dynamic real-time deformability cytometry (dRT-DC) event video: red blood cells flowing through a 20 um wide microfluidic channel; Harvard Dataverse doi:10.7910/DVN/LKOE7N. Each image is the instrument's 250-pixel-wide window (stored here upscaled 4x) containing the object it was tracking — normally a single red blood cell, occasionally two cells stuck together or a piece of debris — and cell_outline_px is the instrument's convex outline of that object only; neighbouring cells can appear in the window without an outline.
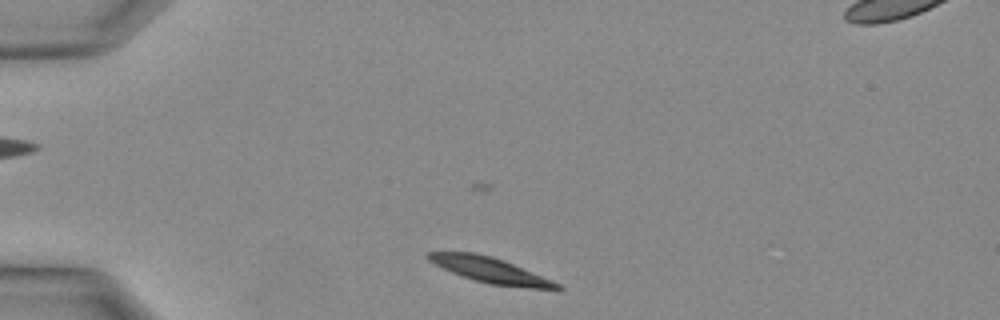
{"species": "Egyptian fruit bat (a non-hibernating species)", "species_latin": "Rousettus aegyptiacus", "temperature_condition": "warm", "stored_images_in_passage": 27, "camera_frame_rate_fps": 3000, "um_per_image_px": 0.085, "animal": {"sex": "female"}, "frame": {"image": 1, "passage_image": 1, "time_ms": 0.0, "image_size_px": [1000, 320], "cell_outline_px": [[564, 288], [528, 288], [488, 284], [452, 272], [428, 260], [424, 256], [424, 252], [476, 252], [492, 256], [504, 260], [552, 280], [560, 284]], "centroid_in_image_um": [41.64, 22.94], "position_along_channel_um": 43.4, "area_um2": 18.84}}
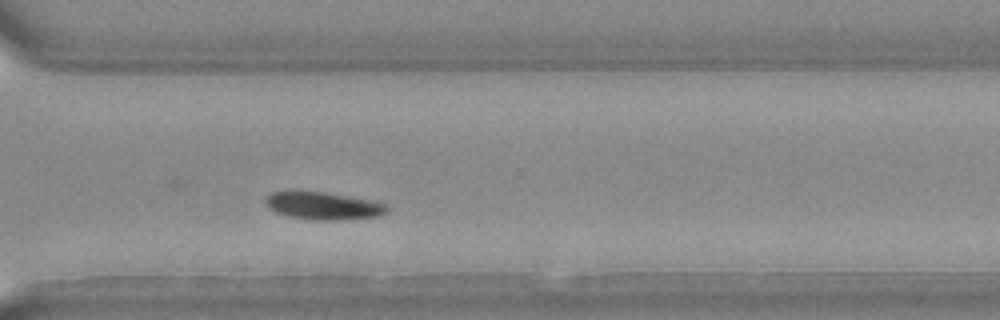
{"frame": {"image": 2, "passage_image": 18, "time_ms": 5.667, "image_size_px": [1000, 320], "cell_outline_px": [[388, 212], [380, 216], [352, 220], [308, 220], [284, 216], [268, 208], [264, 200], [272, 192], [324, 192], [376, 200], [384, 204], [388, 208]], "centroid_in_image_um": [27.53, 17.52], "position_along_channel_um": 343.1, "area_um2": 19.88}}
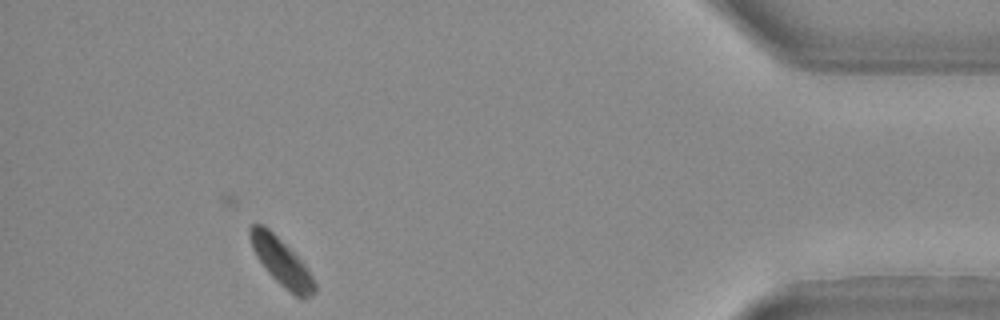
{"frame": {"image": 3, "passage_image": 24, "time_ms": 7.667, "image_size_px": [1000, 320], "cell_outline_px": [[316, 292], [312, 296], [304, 300], [288, 292], [268, 272], [256, 256], [252, 248], [248, 232], [248, 228], [252, 224], [260, 224], [268, 228], [304, 264], [316, 284]], "centroid_in_image_um": [23.92, 22.31], "position_along_channel_um": 411.3, "area_um2": 17.51}}